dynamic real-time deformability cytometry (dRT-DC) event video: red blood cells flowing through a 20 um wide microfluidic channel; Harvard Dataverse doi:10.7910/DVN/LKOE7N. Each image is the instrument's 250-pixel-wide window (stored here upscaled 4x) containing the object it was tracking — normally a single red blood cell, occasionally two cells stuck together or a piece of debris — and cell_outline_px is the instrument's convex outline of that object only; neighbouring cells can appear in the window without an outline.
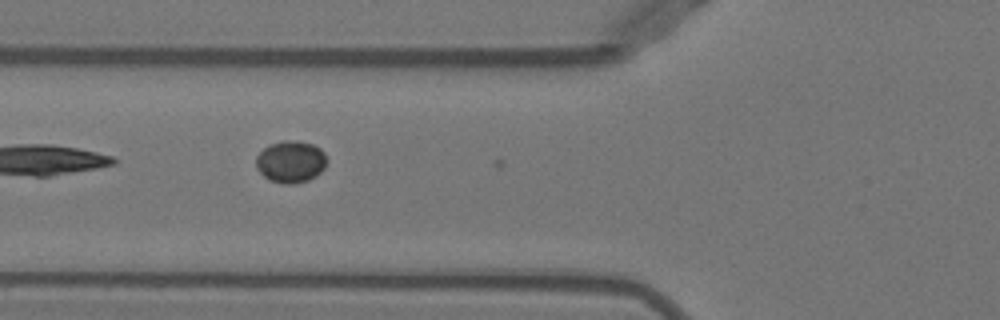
{"species": "Egyptian fruit bat (a non-hibernating species)", "species_latin": "Rousettus aegyptiacus", "temperature_condition": "warm", "stored_images_in_passage": 3, "camera_frame_rate_fps": 3000, "um_per_image_px": 0.085, "animal": {"sex": "female"}, "frame": {"image": 1, "passage_image": 2, "time_ms": 0.333, "image_size_px": [1000, 320], "cell_outline_px": [[324, 168], [316, 176], [308, 180], [296, 184], [284, 184], [268, 180], [256, 168], [256, 156], [264, 148], [272, 144], [284, 140], [288, 140], [312, 144], [320, 148], [324, 152]], "centroid_in_image_um": [24.68, 13.77], "position_along_channel_um": 101.1, "area_um2": 17.11}}